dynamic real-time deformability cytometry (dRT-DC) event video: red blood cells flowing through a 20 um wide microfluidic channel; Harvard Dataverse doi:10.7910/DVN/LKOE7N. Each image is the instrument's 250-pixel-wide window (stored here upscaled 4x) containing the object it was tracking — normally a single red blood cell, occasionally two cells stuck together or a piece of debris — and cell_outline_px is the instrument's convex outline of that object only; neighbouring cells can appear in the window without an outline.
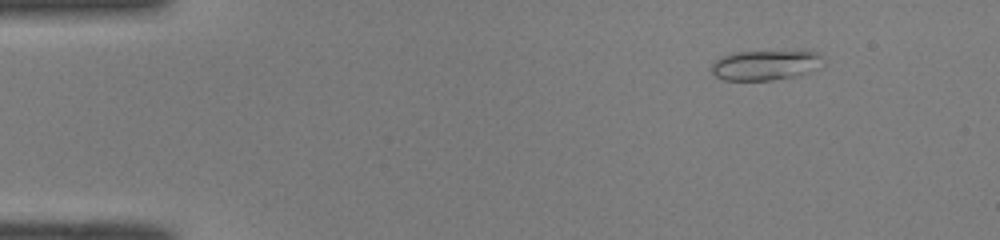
{"species": "common noctule bat (a hibernating species)", "species_latin": "Nyctalus noctula", "temperature_condition": "room temperature", "stored_images_in_passage": 44, "camera_frame_rate_fps": 3000, "um_per_image_px": 0.085, "animal": {"sex": "male", "body_mass_g": 19.0, "forearm_length_mm": 50.8}, "frame": {"image": 1, "passage_image": 1, "time_ms": 0.0, "image_size_px": [1000, 240], "cell_outline_px": [[824, 64], [800, 76], [772, 80], [724, 80], [716, 76], [712, 72], [712, 64], [720, 56], [736, 52], [796, 48], [804, 48], [816, 52], [824, 56]], "centroid_in_image_um": [65.18, 5.47], "position_along_channel_um": 19.8, "area_um2": 20.69}}
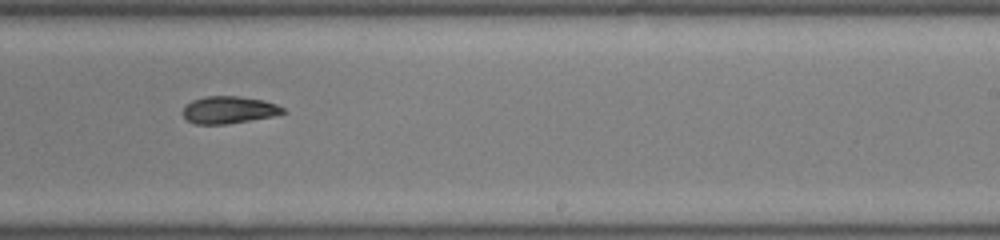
{"frame": {"image": 2, "passage_image": 26, "time_ms": 8.333, "image_size_px": [1000, 240], "cell_outline_px": [[288, 112], [272, 116], [224, 124], [196, 124], [188, 120], [184, 116], [184, 108], [192, 100], [204, 96], [240, 96], [264, 100], [276, 104], [284, 108]], "centroid_in_image_um": [19.48, 9.32], "position_along_channel_um": 269.5, "area_um2": 15.72}}
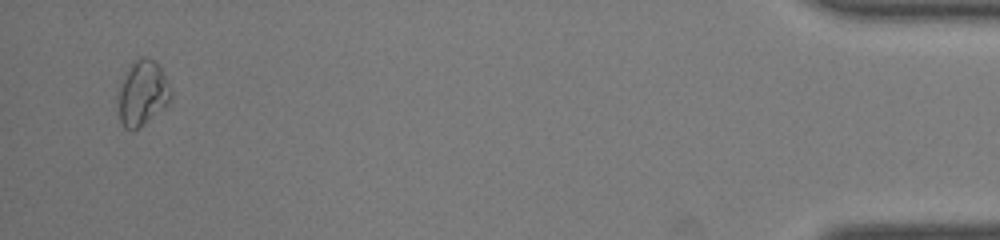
{"frame": {"image": 3, "passage_image": 43, "time_ms": 14.0, "image_size_px": [1000, 240], "cell_outline_px": [[172, 100], [164, 108], [144, 124], [136, 128], [124, 128], [120, 120], [116, 96], [124, 72], [132, 60], [140, 56], [144, 56], [152, 60], [160, 68], [172, 92]], "centroid_in_image_um": [12.07, 7.89], "position_along_channel_um": 423.1, "area_um2": 20.23}, "authors_computed_cell_mechanics": {"area_um2": 17.0799, "velocity_mm_per_s": 4.1128, "shape_relaxation_time_tau1_ms": null, "shape_relaxation_time_tau2_ms": 3.3301, "deformation_change_tau1": null, "deformation_change_tau2": 0.0704}}